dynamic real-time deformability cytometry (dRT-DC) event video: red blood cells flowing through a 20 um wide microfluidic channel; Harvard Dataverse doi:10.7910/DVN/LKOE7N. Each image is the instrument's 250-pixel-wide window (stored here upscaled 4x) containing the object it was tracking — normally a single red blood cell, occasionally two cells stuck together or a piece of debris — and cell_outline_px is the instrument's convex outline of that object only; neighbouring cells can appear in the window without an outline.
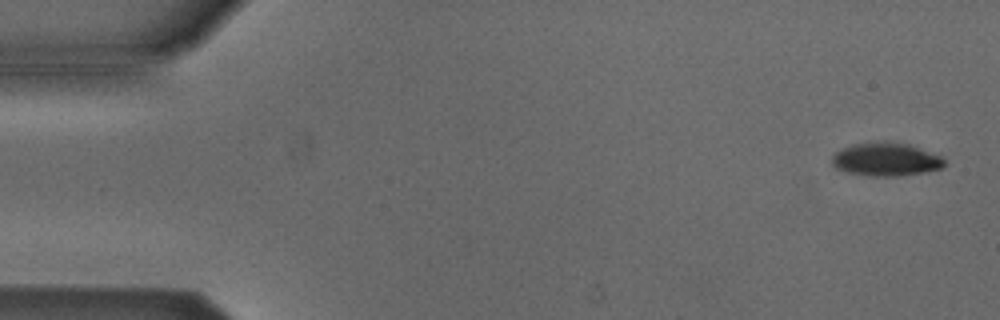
{"species": "Egyptian fruit bat (a non-hibernating species)", "species_latin": "Rousettus aegyptiacus", "temperature_condition": "cold", "stored_images_in_passage": 5, "segment_of_instrument_passage": [1, 2], "camera_frame_rate_fps": 3000, "um_per_image_px": 0.085, "animal": {"sex": "male"}, "frame": {"image": 1, "passage_image": 1, "time_ms": 0.0, "image_size_px": [1000, 320], "cell_outline_px": [[944, 164], [940, 168], [924, 172], [896, 176], [868, 176], [848, 172], [836, 168], [832, 164], [832, 156], [836, 152], [852, 144], [908, 144], [940, 156], [944, 160]], "centroid_in_image_um": [75.28, 13.59], "position_along_channel_um": 9.7, "area_um2": 20.87}}
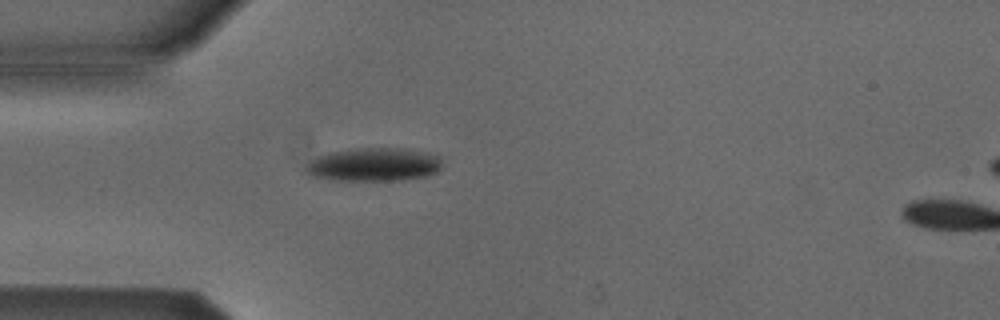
{"frame": {"image": 2, "passage_image": 4, "time_ms": 4.333, "image_size_px": [1000, 320], "cell_outline_px": [[444, 168], [428, 176], [400, 180], [332, 180], [308, 176], [304, 172], [304, 168], [312, 160], [320, 156], [332, 152], [356, 148], [400, 148], [440, 156], [444, 164]], "centroid_in_image_um": [31.8, 14.0], "position_along_channel_um": 53.2, "area_um2": 26.65}}